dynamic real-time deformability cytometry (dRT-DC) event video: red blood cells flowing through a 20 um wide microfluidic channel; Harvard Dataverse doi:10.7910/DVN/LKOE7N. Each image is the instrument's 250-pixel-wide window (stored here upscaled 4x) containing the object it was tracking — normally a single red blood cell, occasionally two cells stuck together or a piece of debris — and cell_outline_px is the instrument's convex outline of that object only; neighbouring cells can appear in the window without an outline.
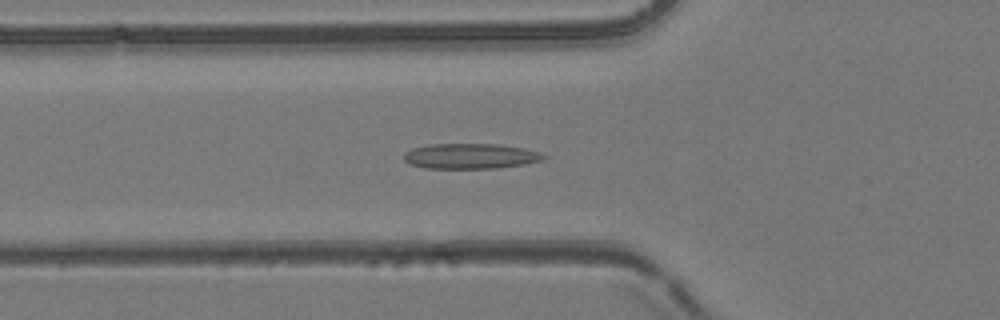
{"species": "common noctule bat (a hibernating species)", "species_latin": "Nyctalus noctula", "temperature_condition": "room temperature", "stored_images_in_passage": 53, "camera_frame_rate_fps": 3000, "um_per_image_px": 0.085, "animal": {"sex": "female", "body_mass_g": 24.6, "forearm_length_mm": 56.2}, "frame": {"image": 1, "passage_image": 19, "time_ms": 6.0, "image_size_px": [1000, 320], "cell_outline_px": [[548, 156], [544, 160], [524, 164], [496, 168], [424, 168], [412, 164], [404, 160], [404, 152], [412, 148], [428, 144], [496, 144], [524, 148], [540, 152]], "centroid_in_image_um": [40.01, 13.26], "position_along_channel_um": 85.8, "area_um2": 20.63}}
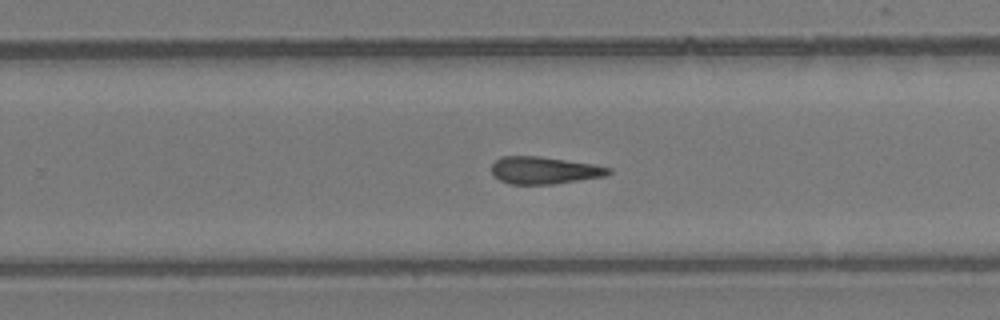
{"frame": {"image": 2, "passage_image": 34, "time_ms": 11.0, "image_size_px": [1000, 320], "cell_outline_px": [[612, 172], [604, 176], [552, 184], [508, 184], [492, 176], [492, 164], [500, 156], [540, 156], [592, 164], [612, 168]], "centroid_in_image_um": [46.22, 14.47], "position_along_channel_um": 283.6, "area_um2": 18.55}}
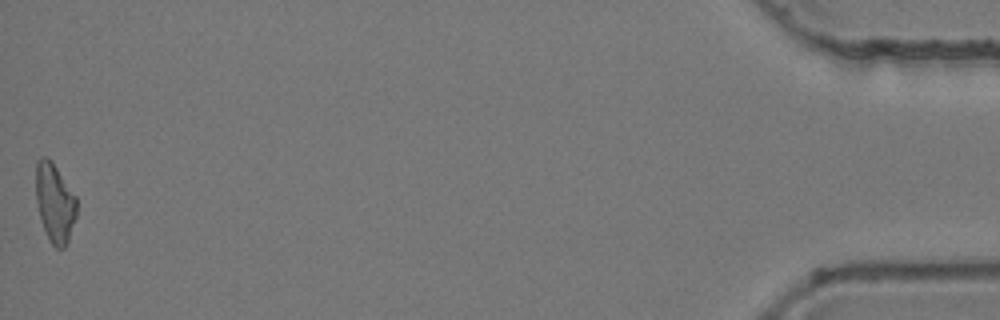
{"frame": {"image": 3, "passage_image": 53, "time_ms": 17.333, "image_size_px": [1000, 320], "cell_outline_px": [[76, 216], [68, 244], [64, 248], [56, 248], [52, 244], [40, 220], [36, 200], [36, 160], [40, 156], [48, 156], [52, 160], [76, 196]], "centroid_in_image_um": [4.65, 17.2], "position_along_channel_um": 430.5, "area_um2": 19.02}}